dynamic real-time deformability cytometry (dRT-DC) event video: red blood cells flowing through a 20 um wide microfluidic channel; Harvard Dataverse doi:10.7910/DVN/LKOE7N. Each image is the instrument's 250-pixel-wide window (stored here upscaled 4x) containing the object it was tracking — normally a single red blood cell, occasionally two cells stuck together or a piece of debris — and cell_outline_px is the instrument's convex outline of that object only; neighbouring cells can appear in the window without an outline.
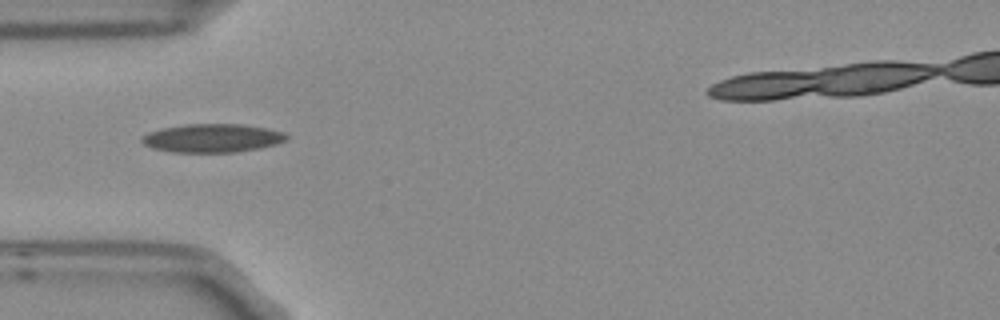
{"species": "Egyptian fruit bat (a non-hibernating species)", "species_latin": "Rousettus aegyptiacus", "temperature_condition": "room temperature", "stored_images_in_passage": 5, "camera_frame_rate_fps": 3000, "um_per_image_px": 0.085, "frame": {"image": 1, "passage_image": 1, "time_ms": 0.0, "image_size_px": [1000, 320], "cell_outline_px": [[288, 140], [276, 144], [260, 148], [236, 152], [172, 152], [152, 148], [144, 144], [140, 140], [140, 136], [148, 132], [164, 128], [184, 124], [240, 124], [264, 128], [280, 132], [288, 136]], "centroid_in_image_um": [18.0, 11.74], "position_along_channel_um": 67.0, "area_um2": 23.93}}